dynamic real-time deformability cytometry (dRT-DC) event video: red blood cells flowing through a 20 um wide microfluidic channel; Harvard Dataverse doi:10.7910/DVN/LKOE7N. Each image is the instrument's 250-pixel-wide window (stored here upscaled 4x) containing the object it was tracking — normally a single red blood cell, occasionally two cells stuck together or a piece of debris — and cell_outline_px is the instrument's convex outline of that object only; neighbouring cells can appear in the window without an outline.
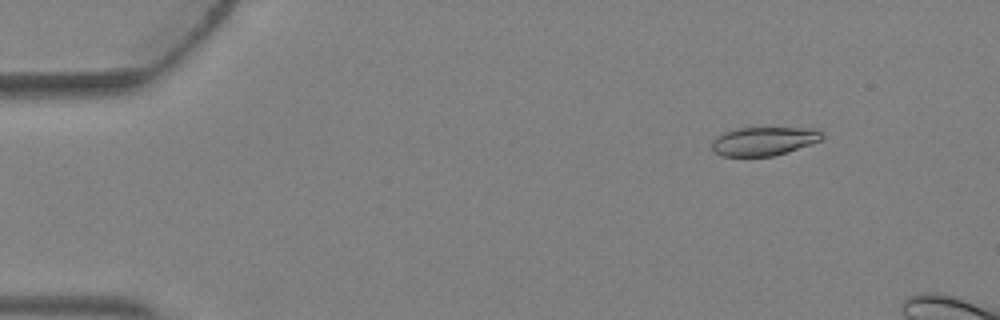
{"species": "Egyptian fruit bat (a non-hibernating species)", "species_latin": "Rousettus aegyptiacus", "temperature_condition": "warm", "stored_images_in_passage": 4, "camera_frame_rate_fps": 3000, "um_per_image_px": 0.085, "animal": {"sex": "female"}, "frame": {"image": 1, "passage_image": 2, "time_ms": 0.333, "image_size_px": [1000, 320], "cell_outline_px": [[824, 136], [820, 140], [788, 152], [772, 156], [720, 156], [712, 148], [712, 140], [716, 136], [724, 132], [736, 128], [816, 128], [824, 132]], "centroid_in_image_um": [64.93, 11.99], "position_along_channel_um": 20.1, "area_um2": 18.44}}